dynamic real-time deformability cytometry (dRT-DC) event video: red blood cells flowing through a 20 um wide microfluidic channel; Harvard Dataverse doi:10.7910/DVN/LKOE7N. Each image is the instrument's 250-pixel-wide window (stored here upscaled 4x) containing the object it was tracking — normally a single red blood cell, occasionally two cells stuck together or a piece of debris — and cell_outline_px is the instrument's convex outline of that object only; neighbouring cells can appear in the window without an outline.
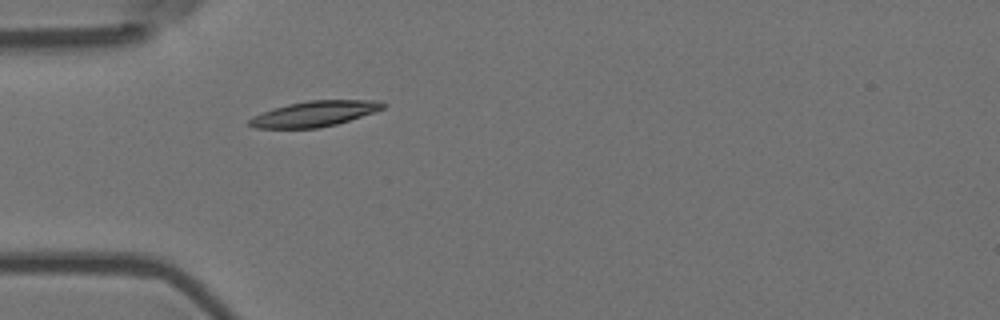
{"species": "Egyptian fruit bat (a non-hibernating species)", "species_latin": "Rousettus aegyptiacus", "temperature_condition": "room temperature", "stored_images_in_passage": 4, "camera_frame_rate_fps": 3000, "um_per_image_px": 0.085, "animal": {"sex": "female"}, "frame": {"image": 1, "passage_image": 4, "time_ms": 1.0, "image_size_px": [1000, 320], "cell_outline_px": [[384, 108], [336, 124], [320, 128], [256, 128], [248, 124], [248, 120], [252, 116], [288, 104], [308, 100], [380, 100], [384, 104]], "centroid_in_image_um": [26.71, 9.67], "position_along_channel_um": 58.3, "area_um2": 19.54}}